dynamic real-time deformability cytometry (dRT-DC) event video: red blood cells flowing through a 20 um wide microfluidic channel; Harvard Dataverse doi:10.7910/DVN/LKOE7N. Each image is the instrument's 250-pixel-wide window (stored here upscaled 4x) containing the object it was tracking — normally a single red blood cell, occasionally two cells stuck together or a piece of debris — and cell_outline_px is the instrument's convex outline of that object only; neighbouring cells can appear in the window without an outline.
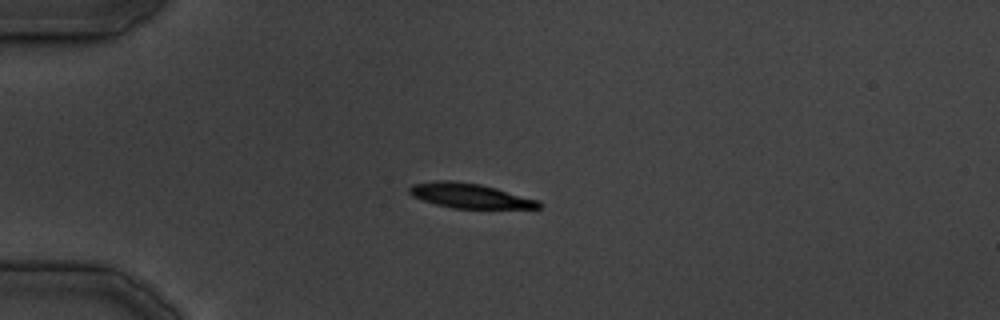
{"species": "common noctule bat (a hibernating species)", "species_latin": "Nyctalus noctula", "temperature_condition": "cold", "stored_images_in_passage": 37, "camera_frame_rate_fps": 3000, "um_per_image_px": 0.085, "animal": {"sex": "male", "body_mass_g": 19.5, "forearm_length_mm": 54.6}, "frame": {"image": 1, "passage_image": 10, "time_ms": 12.0, "image_size_px": [1000, 320], "cell_outline_px": [[540, 208], [452, 208], [436, 204], [412, 196], [408, 192], [408, 188], [412, 184], [436, 180], [452, 180], [480, 184], [496, 188], [540, 200]], "centroid_in_image_um": [39.91, 16.62], "position_along_channel_um": 45.1, "area_um2": 18.61}}
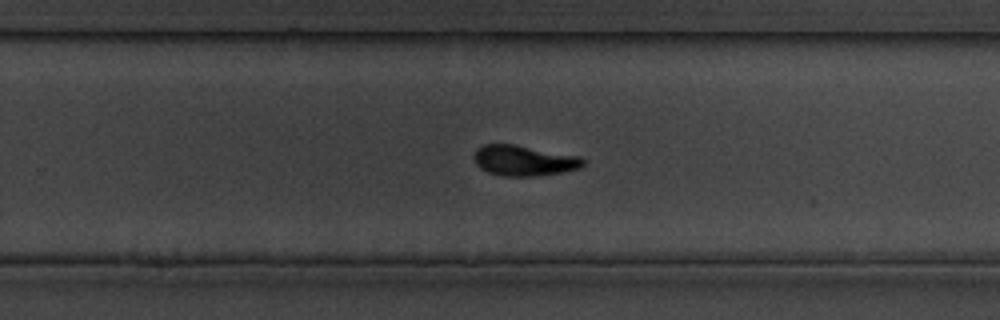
{"frame": {"image": 2, "passage_image": 26, "time_ms": 30.333, "image_size_px": [1000, 320], "cell_outline_px": [[584, 164], [580, 168], [560, 172], [532, 176], [500, 176], [488, 172], [480, 168], [476, 164], [472, 156], [476, 148], [484, 144], [516, 144], [580, 156], [584, 160]], "centroid_in_image_um": [44.49, 13.63], "position_along_channel_um": 285.3, "area_um2": 19.54}}
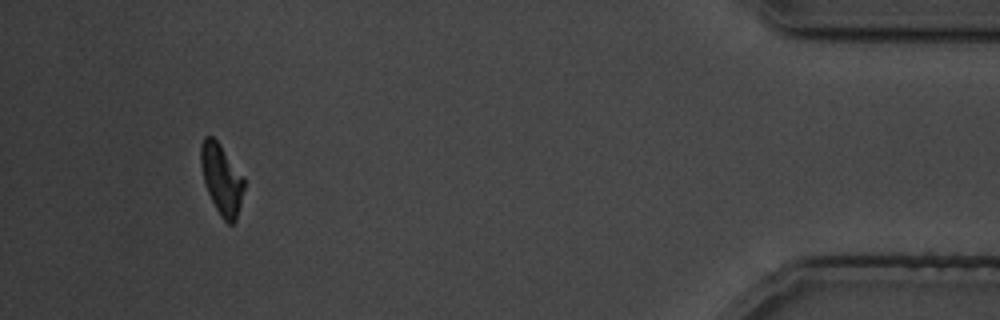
{"frame": {"image": 3, "passage_image": 36, "time_ms": 43.333, "image_size_px": [1000, 320], "cell_outline_px": [[244, 188], [236, 220], [232, 224], [228, 224], [220, 216], [204, 184], [200, 164], [200, 148], [204, 136], [212, 136], [220, 144], [244, 176]], "centroid_in_image_um": [18.83, 15.22], "position_along_channel_um": 416.4, "area_um2": 17.74}}